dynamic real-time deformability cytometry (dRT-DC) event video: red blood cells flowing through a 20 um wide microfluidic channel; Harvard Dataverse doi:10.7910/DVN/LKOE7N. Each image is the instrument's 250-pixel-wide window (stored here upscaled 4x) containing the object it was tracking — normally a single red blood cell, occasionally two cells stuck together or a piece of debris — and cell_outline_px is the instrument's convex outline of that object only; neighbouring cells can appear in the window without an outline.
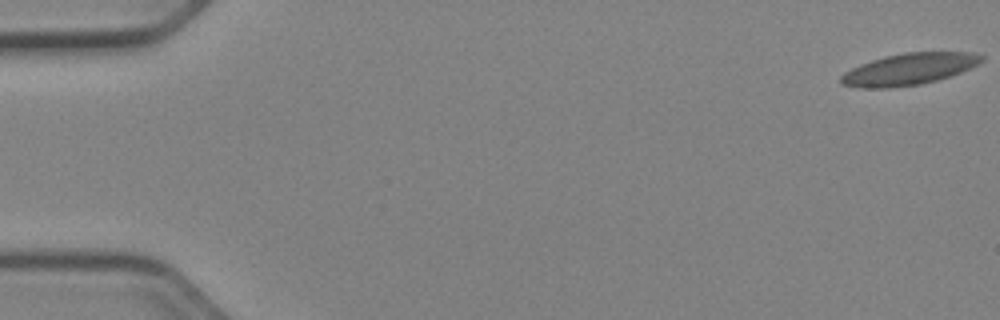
{"species": "Egyptian fruit bat (a non-hibernating species)", "species_latin": "Rousettus aegyptiacus", "temperature_condition": "cold", "stored_images_in_passage": 54, "camera_frame_rate_fps": 3000, "um_per_image_px": 0.085, "animal": {"sex": "female"}, "frame": {"image": 1, "passage_image": 1, "time_ms": 0.0, "image_size_px": [1000, 320], "cell_outline_px": [[984, 60], [960, 72], [936, 80], [920, 84], [888, 88], [860, 88], [840, 84], [840, 76], [844, 72], [860, 64], [884, 56], [904, 52], [972, 52], [984, 56]], "centroid_in_image_um": [77.21, 5.87], "position_along_channel_um": 7.8, "area_um2": 25.78}}
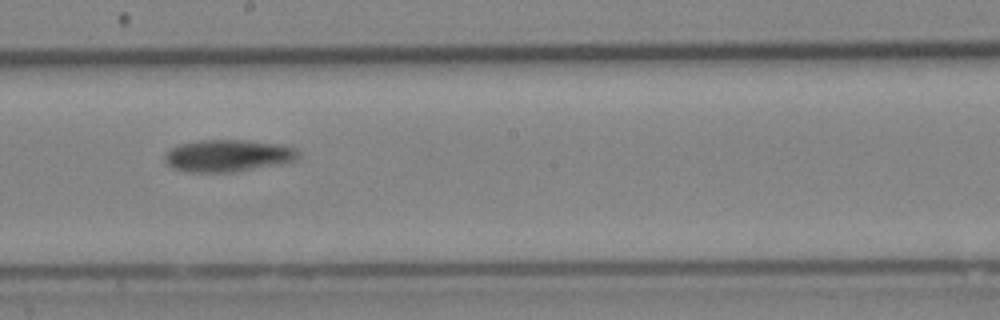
{"frame": {"image": 2, "passage_image": 31, "time_ms": 10.0, "image_size_px": [1000, 320], "cell_outline_px": [[300, 156], [296, 160], [280, 164], [236, 172], [188, 172], [172, 168], [164, 160], [164, 156], [172, 148], [180, 144], [200, 140], [244, 140], [288, 144], [296, 148], [300, 152]], "centroid_in_image_um": [19.45, 13.23], "position_along_channel_um": 228.8, "area_um2": 25.32}}
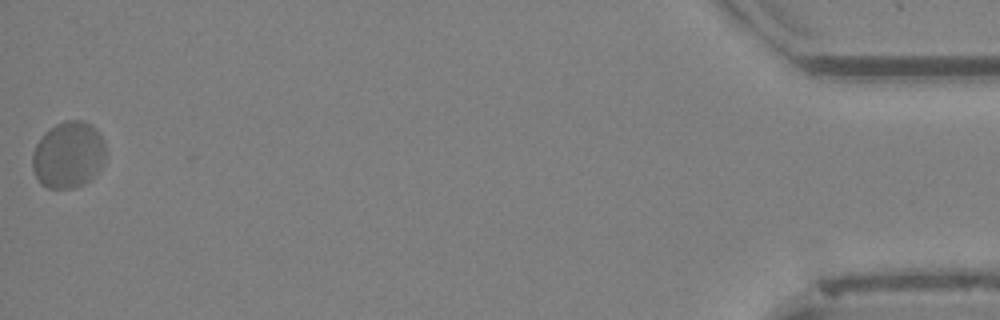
{"frame": {"image": 3, "passage_image": 54, "time_ms": 17.667, "image_size_px": [1000, 320], "cell_outline_px": [[104, 164], [84, 184], [72, 188], [48, 188], [40, 184], [32, 168], [32, 152], [36, 144], [44, 132], [56, 124], [64, 120], [84, 120], [92, 124], [100, 132], [104, 140]], "centroid_in_image_um": [5.8, 13.13], "position_along_channel_um": 429.4, "area_um2": 28.67}, "authors_computed_cell_mechanics": {"area_um2": 25.7499, "velocity_mm_per_s": 3.8356, "shape_relaxation_time_tau1_ms": 8.7036, "shape_relaxation_time_tau2_ms": 4.5548, "deformation_change_tau1": 0.1356, "deformation_change_tau2": 0.0503}}